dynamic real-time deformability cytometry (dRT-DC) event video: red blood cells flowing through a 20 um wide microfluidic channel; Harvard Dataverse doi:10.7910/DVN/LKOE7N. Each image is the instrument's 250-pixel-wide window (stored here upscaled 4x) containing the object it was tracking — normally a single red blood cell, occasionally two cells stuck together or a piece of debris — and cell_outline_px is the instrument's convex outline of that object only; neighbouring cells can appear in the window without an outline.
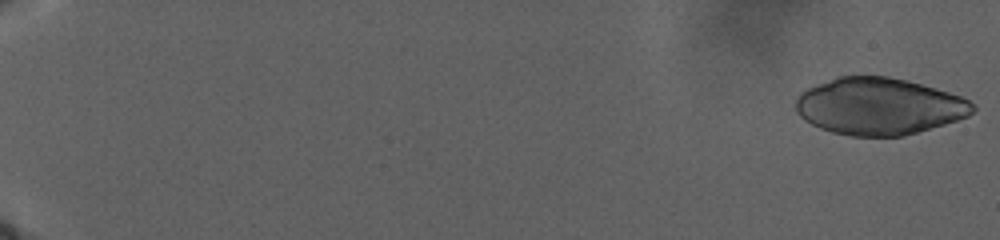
{"species": "human", "species_latin": "Homo sapiens", "temperature_condition": "warm", "stored_images_in_passage": 64, "camera_frame_rate_fps": 3000, "um_per_image_px": 0.085, "donor": {"sex": "male"}, "frame": {"image": 1, "passage_image": 1, "time_ms": 0.0, "image_size_px": [1000, 240], "cell_outline_px": [[976, 108], [968, 116], [944, 124], [904, 136], [852, 136], [832, 132], [820, 128], [804, 120], [796, 112], [796, 96], [800, 92], [816, 84], [836, 76], [888, 76], [920, 84], [948, 92], [960, 96], [976, 104]], "centroid_in_image_um": [74.69, 9.03], "position_along_channel_um": 10.3, "area_um2": 58.61}}
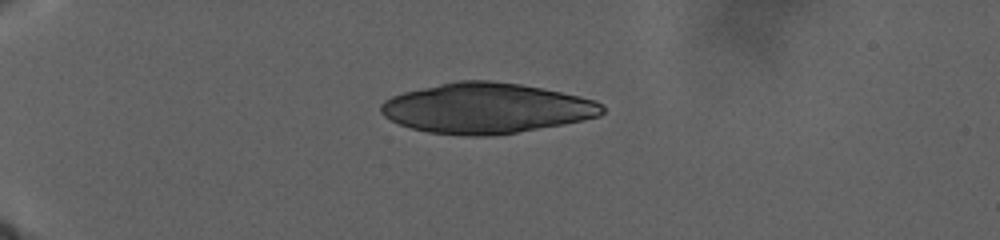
{"frame": {"image": 2, "passage_image": 25, "time_ms": 11.667, "image_size_px": [1000, 240], "cell_outline_px": [[604, 112], [600, 116], [584, 120], [564, 124], [516, 132], [488, 136], [468, 136], [428, 132], [412, 128], [400, 124], [384, 116], [380, 112], [380, 104], [384, 100], [392, 96], [404, 92], [456, 80], [492, 80], [520, 84], [580, 96], [596, 100], [604, 108]], "centroid_in_image_um": [41.34, 9.19], "position_along_channel_um": 43.7, "area_um2": 64.74}}